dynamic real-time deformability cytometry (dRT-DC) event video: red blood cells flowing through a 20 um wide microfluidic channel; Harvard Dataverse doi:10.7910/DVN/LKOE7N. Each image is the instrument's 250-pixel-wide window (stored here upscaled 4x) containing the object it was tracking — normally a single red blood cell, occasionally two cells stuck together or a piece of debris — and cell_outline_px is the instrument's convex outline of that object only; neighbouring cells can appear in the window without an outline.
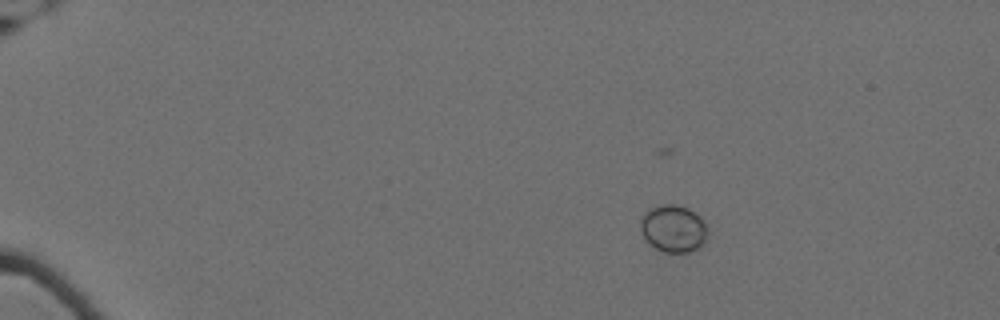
{"species": "Egyptian fruit bat (a non-hibernating species)", "species_latin": "Rousettus aegyptiacus", "temperature_condition": "cold", "stored_images_in_passage": 16, "camera_frame_rate_fps": 3000, "um_per_image_px": 0.085, "animal": {"sex": "female"}, "frame": {"image": 1, "passage_image": 1, "time_ms": 0.0, "image_size_px": [1000, 320], "cell_outline_px": [[708, 232], [704, 244], [700, 248], [688, 252], [664, 252], [656, 248], [640, 232], [640, 220], [644, 212], [648, 208], [660, 204], [676, 204], [688, 208], [700, 216], [708, 228]], "centroid_in_image_um": [57.25, 19.41], "position_along_channel_um": 27.8, "area_um2": 18.73}}
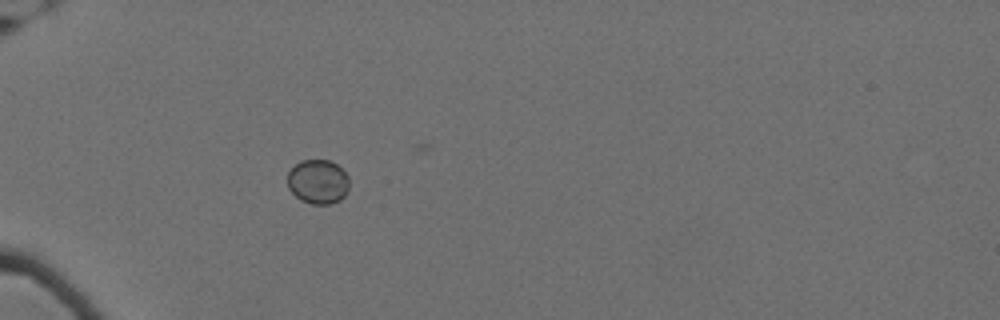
{"frame": {"image": 2, "passage_image": 11, "time_ms": 3.333, "image_size_px": [1000, 320], "cell_outline_px": [[348, 192], [340, 200], [332, 204], [312, 204], [300, 200], [288, 188], [288, 172], [300, 160], [328, 160], [336, 164], [348, 176]], "centroid_in_image_um": [27.03, 15.46], "position_along_channel_um": 58.0, "area_um2": 15.95}}